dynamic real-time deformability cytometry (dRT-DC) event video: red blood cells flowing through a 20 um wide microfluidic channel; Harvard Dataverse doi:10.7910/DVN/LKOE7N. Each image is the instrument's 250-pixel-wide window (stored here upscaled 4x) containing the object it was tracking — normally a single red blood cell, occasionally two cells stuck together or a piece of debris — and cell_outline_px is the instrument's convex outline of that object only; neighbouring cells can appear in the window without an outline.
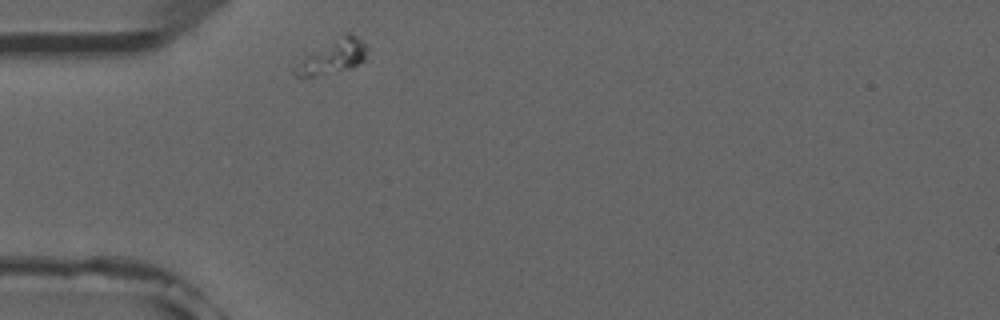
{"species": "common noctule bat (a hibernating species)", "species_latin": "Nyctalus noctula", "temperature_condition": "room temperature", "stored_images_in_passage": 1, "camera_frame_rate_fps": 3000, "um_per_image_px": 0.085, "animal": {"sex": "male", "forearm_length_mm": 52.5}, "frame": {"image": 1, "passage_image": 1, "time_ms": 0.0, "image_size_px": [1000, 320], "cell_outline_px": [[368, 48], [364, 60], [352, 68], [300, 80], [292, 72], [292, 68], [308, 56], [344, 32], [348, 32], [356, 36]], "centroid_in_image_um": [28.27, 4.87], "position_along_channel_um": 56.7, "area_um2": 14.16}}